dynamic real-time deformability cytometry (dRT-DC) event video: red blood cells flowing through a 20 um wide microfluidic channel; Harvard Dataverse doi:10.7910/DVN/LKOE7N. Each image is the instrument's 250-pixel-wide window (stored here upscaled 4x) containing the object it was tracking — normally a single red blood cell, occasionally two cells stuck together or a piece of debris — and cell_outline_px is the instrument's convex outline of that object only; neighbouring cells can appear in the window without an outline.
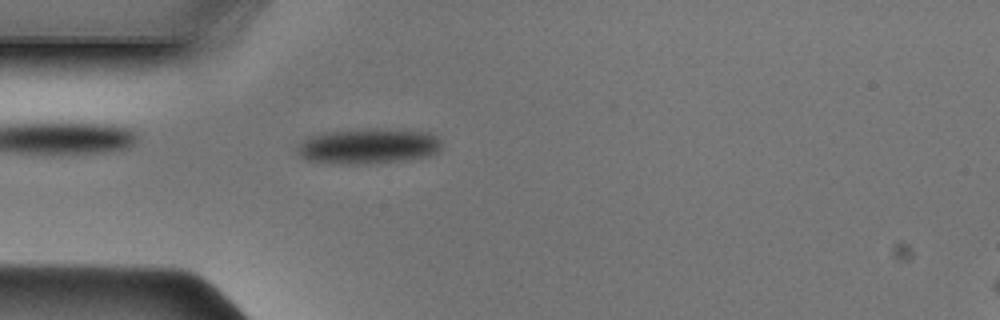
{"species": "Egyptian fruit bat (a non-hibernating species)", "species_latin": "Rousettus aegyptiacus", "temperature_condition": "cold", "stored_images_in_passage": 46, "camera_frame_rate_fps": 3000, "um_per_image_px": 0.085, "animal": {"sex": "male"}, "frame": {"image": 1, "passage_image": 12, "time_ms": 3.667, "image_size_px": [1000, 320], "cell_outline_px": [[440, 148], [436, 152], [428, 156], [408, 160], [376, 164], [332, 164], [304, 160], [296, 152], [296, 144], [308, 136], [324, 132], [376, 128], [428, 132], [436, 136], [440, 140]], "centroid_in_image_um": [31.23, 12.44], "position_along_channel_um": 53.8, "area_um2": 30.4}}
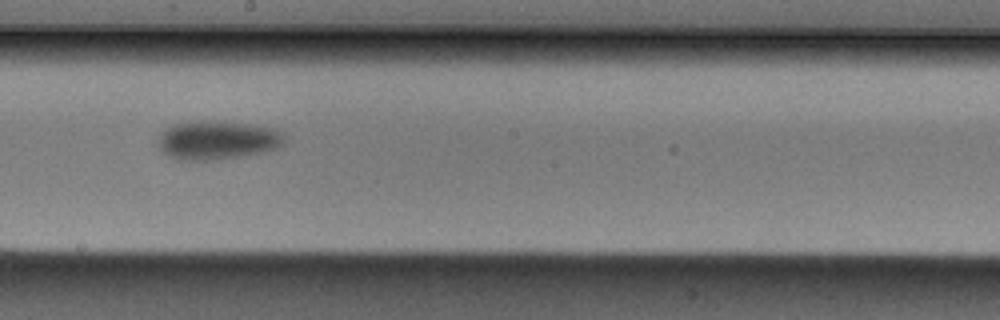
{"frame": {"image": 2, "passage_image": 25, "time_ms": 8.0, "image_size_px": [1000, 320], "cell_outline_px": [[288, 136], [284, 144], [276, 148], [264, 152], [220, 160], [176, 160], [164, 152], [156, 144], [156, 140], [172, 124], [200, 120], [248, 124], [272, 128], [284, 132]], "centroid_in_image_um": [18.51, 11.92], "position_along_channel_um": 229.7, "area_um2": 28.78}}
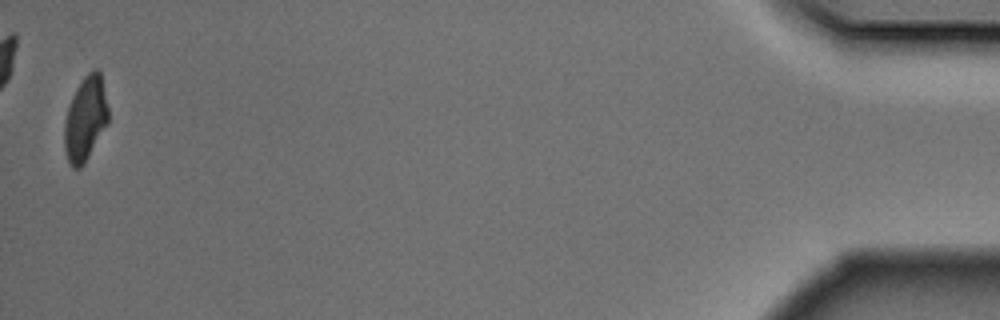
{"frame": {"image": 3, "passage_image": 46, "time_ms": 15.0, "image_size_px": [1000, 320], "cell_outline_px": [[108, 124], [84, 164], [80, 168], [72, 168], [68, 160], [64, 148], [64, 124], [68, 108], [72, 96], [84, 76], [88, 72], [96, 68], [100, 72], [108, 108]], "centroid_in_image_um": [7.26, 10.11], "position_along_channel_um": 427.9, "area_um2": 21.5}}